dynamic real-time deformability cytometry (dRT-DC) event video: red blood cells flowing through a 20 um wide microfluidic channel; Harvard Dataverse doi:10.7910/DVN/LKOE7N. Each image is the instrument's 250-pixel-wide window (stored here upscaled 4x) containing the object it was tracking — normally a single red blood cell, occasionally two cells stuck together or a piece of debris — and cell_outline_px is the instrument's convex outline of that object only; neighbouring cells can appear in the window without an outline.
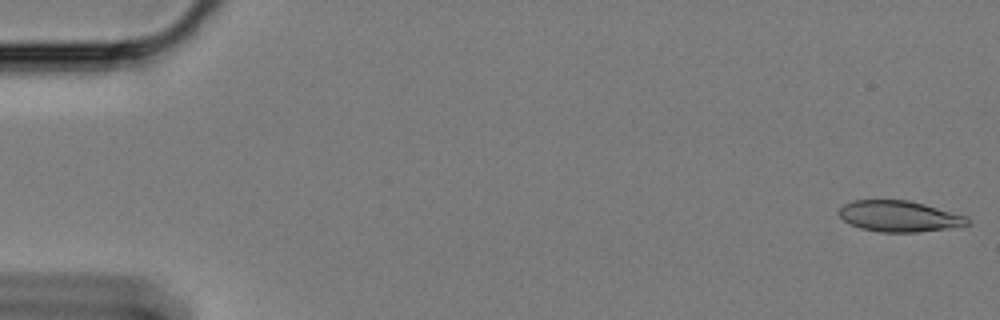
{"species": "Egyptian fruit bat (a non-hibernating species)", "species_latin": "Rousettus aegyptiacus", "temperature_condition": "cold", "stored_images_in_passage": 59, "camera_frame_rate_fps": 3000, "um_per_image_px": 0.085, "animal": {"sex": "female"}, "frame": {"image": 1, "passage_image": 1, "time_ms": 0.0, "image_size_px": [1000, 320], "cell_outline_px": [[968, 224], [948, 228], [916, 232], [880, 232], [860, 228], [844, 220], [836, 212], [844, 204], [852, 200], [908, 200], [924, 204], [968, 216]], "centroid_in_image_um": [76.4, 18.37], "position_along_channel_um": 8.6, "area_um2": 23.06}}
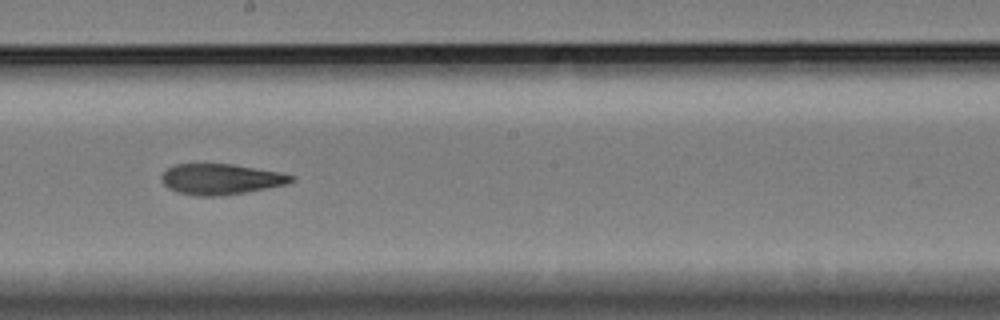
{"frame": {"image": 2, "passage_image": 33, "time_ms": 10.667, "image_size_px": [1000, 320], "cell_outline_px": [[296, 180], [288, 184], [244, 192], [220, 196], [196, 196], [176, 192], [168, 188], [160, 180], [160, 176], [168, 168], [176, 164], [232, 164], [280, 172], [296, 176]], "centroid_in_image_um": [18.77, 15.23], "position_along_channel_um": 229.4, "area_um2": 23.29}}
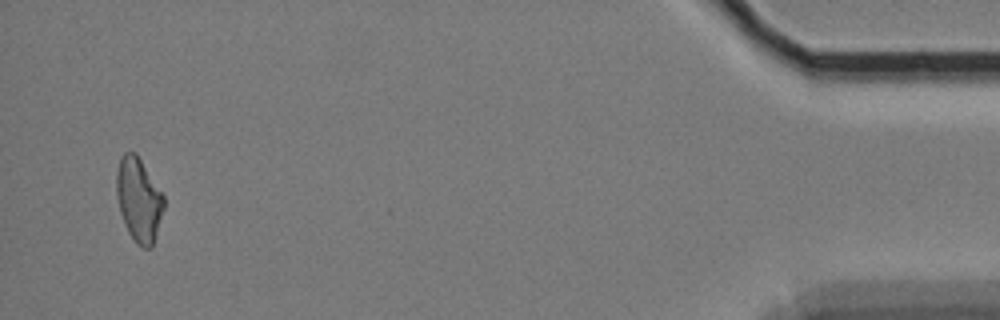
{"frame": {"image": 3, "passage_image": 57, "time_ms": 18.667, "image_size_px": [1000, 320], "cell_outline_px": [[164, 208], [152, 248], [144, 248], [136, 244], [128, 232], [124, 224], [120, 212], [116, 192], [116, 172], [120, 156], [124, 152], [136, 152], [164, 196]], "centroid_in_image_um": [11.78, 16.97], "position_along_channel_um": 423.4, "area_um2": 23.24}, "authors_computed_cell_mechanics": {"area_um2": 23.9292, "velocity_mm_per_s": 3.3771, "shape_relaxation_time_tau1_ms": null, "shape_relaxation_time_tau2_ms": 2.8426, "deformation_change_tau1": null, "deformation_change_tau2": 0.0957}}